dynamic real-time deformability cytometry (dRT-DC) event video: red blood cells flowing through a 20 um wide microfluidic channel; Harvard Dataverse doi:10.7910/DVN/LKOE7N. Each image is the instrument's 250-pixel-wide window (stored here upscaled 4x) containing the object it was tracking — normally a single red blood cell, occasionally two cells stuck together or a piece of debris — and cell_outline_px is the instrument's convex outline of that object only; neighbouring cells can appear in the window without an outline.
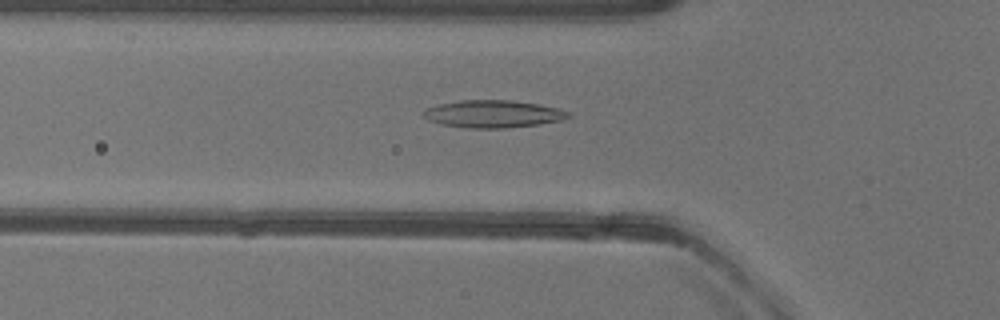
{"species": "common noctule bat (a hibernating species)", "species_latin": "Nyctalus noctula", "temperature_condition": "warm", "stored_images_in_passage": 45, "camera_frame_rate_fps": 3000, "um_per_image_px": 0.085, "animal": {"sex": "female"}, "frame": {"image": 1, "passage_image": 11, "time_ms": 3.333, "image_size_px": [1000, 320], "cell_outline_px": [[572, 116], [564, 120], [540, 124], [504, 128], [468, 128], [440, 124], [428, 120], [424, 116], [424, 112], [428, 108], [440, 104], [460, 100], [512, 100], [536, 104], [556, 108], [572, 112]], "centroid_in_image_um": [41.96, 9.69], "position_along_channel_um": 83.8, "area_um2": 23.12}}
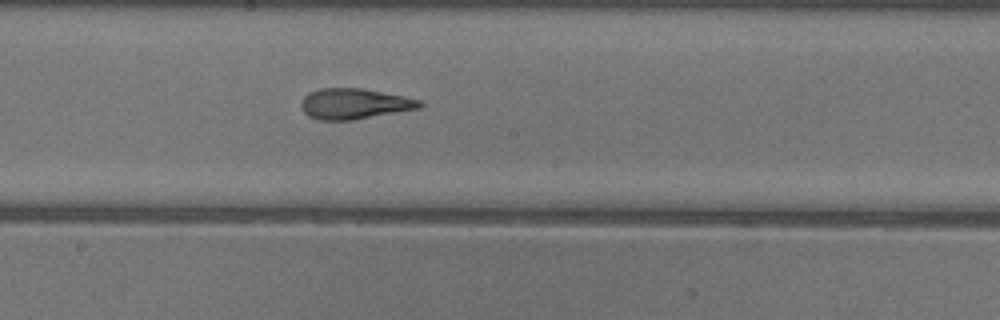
{"frame": {"image": 2, "passage_image": 21, "time_ms": 6.667, "image_size_px": [1000, 320], "cell_outline_px": [[424, 104], [420, 108], [352, 120], [320, 120], [308, 116], [304, 112], [300, 104], [304, 96], [308, 92], [320, 88], [364, 88], [404, 96], [420, 100]], "centroid_in_image_um": [30.11, 8.81], "position_along_channel_um": 218.1, "area_um2": 21.21}}
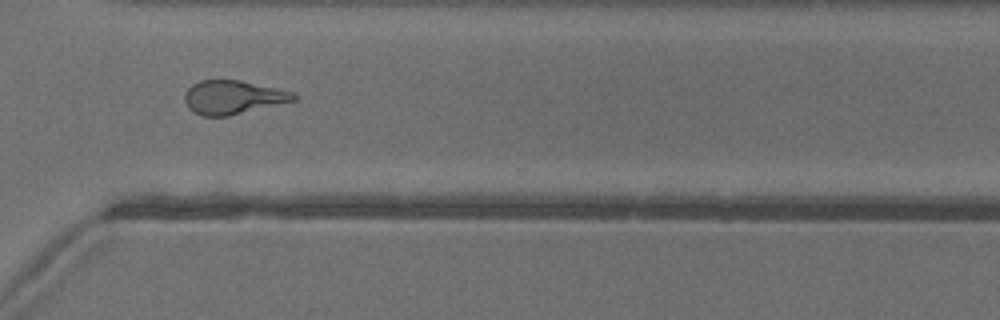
{"frame": {"image": 3, "passage_image": 31, "time_ms": 10.0, "image_size_px": [1000, 320], "cell_outline_px": [[296, 100], [228, 116], [204, 116], [192, 112], [188, 108], [184, 100], [184, 92], [192, 84], [200, 80], [240, 80], [276, 88], [292, 92], [296, 96]], "centroid_in_image_um": [19.74, 8.27], "position_along_channel_um": 350.9, "area_um2": 21.33}, "authors_computed_cell_mechanics": {"area_um2": 21.7328, "velocity_mm_per_s": 3.9959, "shape_relaxation_time_tau1_ms": 10.9315, "shape_relaxation_time_tau2_ms": 2.2292, "deformation_change_tau1": 0.3286, "deformation_change_tau2": 0.1307}}